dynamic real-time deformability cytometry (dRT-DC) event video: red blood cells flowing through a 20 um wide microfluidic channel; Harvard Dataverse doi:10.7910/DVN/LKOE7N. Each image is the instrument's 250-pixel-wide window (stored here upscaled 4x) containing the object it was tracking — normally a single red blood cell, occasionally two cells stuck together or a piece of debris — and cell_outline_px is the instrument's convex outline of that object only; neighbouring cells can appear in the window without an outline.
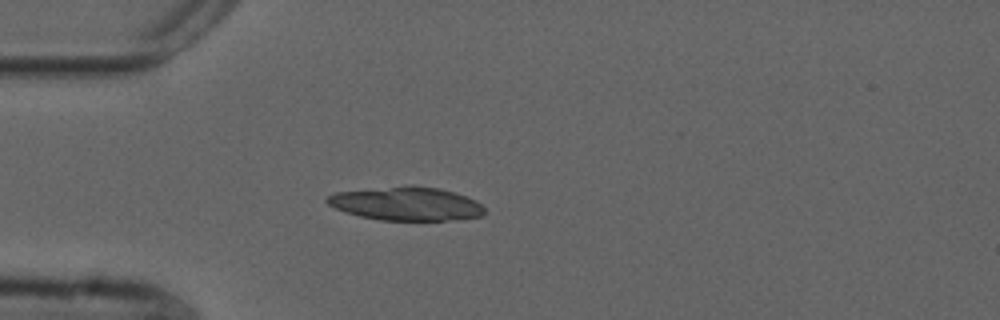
{"species": "common noctule bat (a hibernating species)", "species_latin": "Nyctalus noctula", "temperature_condition": "cold", "stored_images_in_passage": 40, "camera_frame_rate_fps": 3000, "um_per_image_px": 0.085, "animal": {"sex": "male", "forearm_length_mm": 52.5}, "frame": {"image": 1, "passage_image": 1, "time_ms": 0.0, "image_size_px": [1000, 320], "cell_outline_px": [[484, 216], [456, 220], [380, 220], [360, 216], [336, 208], [328, 204], [324, 200], [328, 196], [336, 192], [408, 184], [440, 188], [456, 192], [476, 200], [484, 208]], "centroid_in_image_um": [34.58, 17.3], "position_along_channel_um": 50.4, "area_um2": 31.1}}
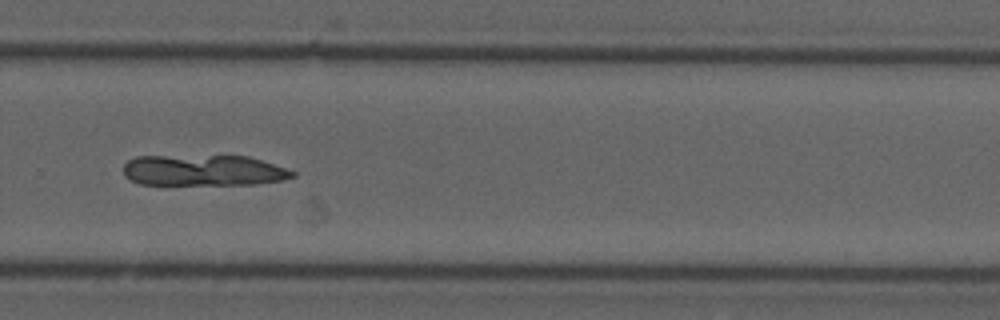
{"frame": {"image": 2, "passage_image": 23, "time_ms": 7.333, "image_size_px": [1000, 320], "cell_outline_px": [[296, 176], [284, 180], [256, 184], [140, 184], [124, 176], [124, 164], [128, 160], [136, 156], [248, 156], [296, 172]], "centroid_in_image_um": [17.29, 14.48], "position_along_channel_um": 312.5, "area_um2": 30.35}}